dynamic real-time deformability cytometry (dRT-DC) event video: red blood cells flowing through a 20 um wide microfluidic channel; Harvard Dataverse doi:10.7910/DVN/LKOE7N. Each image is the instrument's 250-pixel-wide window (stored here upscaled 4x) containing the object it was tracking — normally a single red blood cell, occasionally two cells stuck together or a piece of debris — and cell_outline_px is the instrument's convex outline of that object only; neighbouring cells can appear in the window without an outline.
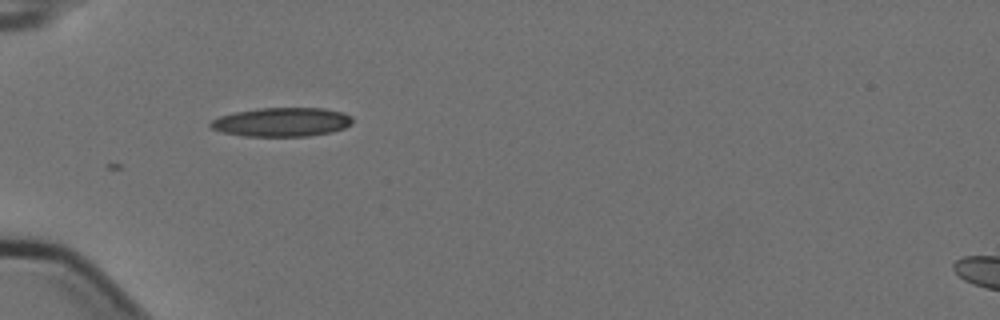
{"species": "Egyptian fruit bat (a non-hibernating species)", "species_latin": "Rousettus aegyptiacus", "temperature_condition": "cold", "stored_images_in_passage": 6, "camera_frame_rate_fps": 3000, "um_per_image_px": 0.085, "animal": {"sex": "female"}, "frame": {"image": 1, "passage_image": 3, "time_ms": 0.667, "image_size_px": [1000, 320], "cell_outline_px": [[352, 124], [344, 128], [332, 132], [308, 136], [244, 136], [220, 132], [212, 128], [208, 124], [212, 120], [220, 116], [236, 112], [256, 108], [324, 108], [344, 112], [352, 116]], "centroid_in_image_um": [23.97, 10.37], "position_along_channel_um": 61.0, "area_um2": 24.1}}
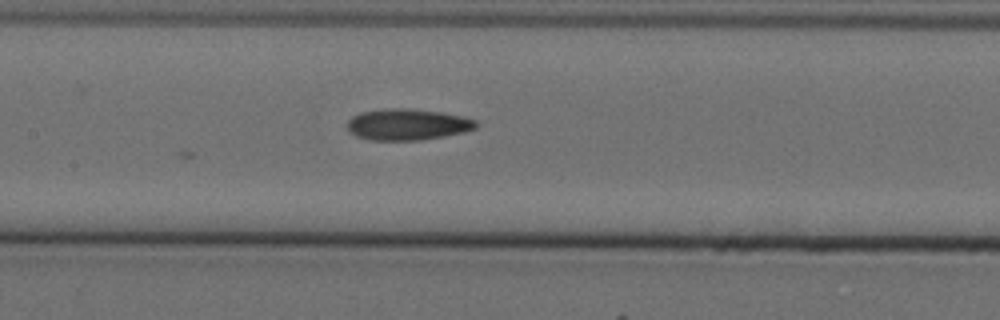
{"frame": {"image": 2, "passage_image": 6, "time_ms": 1.667, "image_size_px": [1000, 320], "cell_outline_px": [[480, 124], [476, 128], [464, 132], [420, 140], [372, 140], [356, 136], [348, 132], [348, 120], [352, 116], [360, 112], [388, 108], [408, 108], [440, 112], [464, 116], [476, 120]], "centroid_in_image_um": [34.64, 10.57], "position_along_channel_um": 172.8, "area_um2": 23.58}}